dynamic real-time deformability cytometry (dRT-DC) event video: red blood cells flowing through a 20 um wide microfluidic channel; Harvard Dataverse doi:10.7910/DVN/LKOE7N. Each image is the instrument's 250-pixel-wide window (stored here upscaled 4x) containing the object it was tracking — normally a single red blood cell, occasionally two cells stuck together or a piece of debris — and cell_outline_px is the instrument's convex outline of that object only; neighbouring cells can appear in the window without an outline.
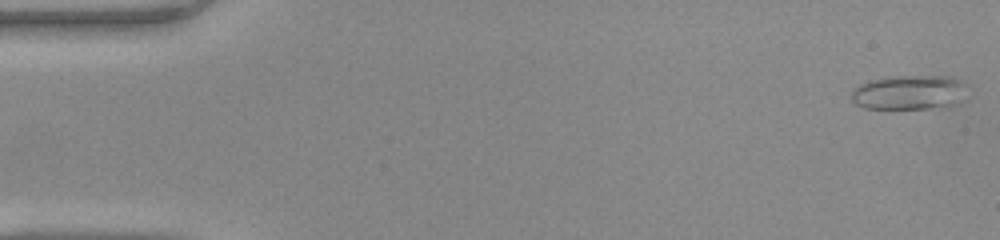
{"species": "common noctule bat (a hibernating species)", "species_latin": "Nyctalus noctula", "temperature_condition": "warm", "stored_images_in_passage": 48, "camera_frame_rate_fps": 3000, "um_per_image_px": 0.085, "animal": {"sex": "female", "body_mass_g": 22.0, "forearm_length_mm": 56.7}, "frame": {"image": 1, "passage_image": 1, "time_ms": 0.0, "image_size_px": [1000, 240], "cell_outline_px": [[968, 84], [952, 104], [928, 108], [864, 108], [856, 104], [852, 100], [852, 92], [860, 84], [868, 80], [888, 76], [948, 76], [960, 80]], "centroid_in_image_um": [77.19, 7.82], "position_along_channel_um": 7.8, "area_um2": 22.72}}
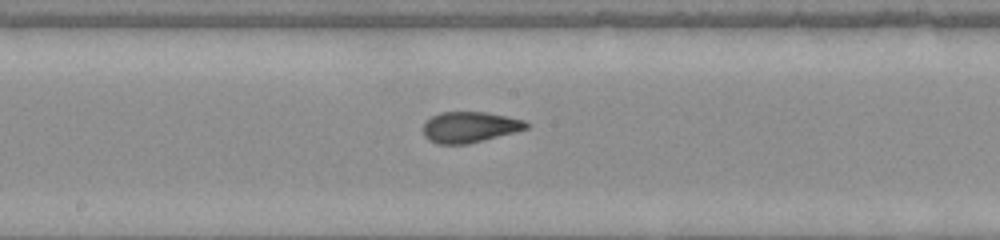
{"frame": {"image": 2, "passage_image": 25, "time_ms": 8.0, "image_size_px": [1000, 240], "cell_outline_px": [[528, 128], [516, 132], [468, 144], [436, 144], [428, 140], [424, 136], [424, 124], [432, 116], [440, 112], [488, 112], [524, 120], [528, 124]], "centroid_in_image_um": [39.92, 10.81], "position_along_channel_um": 208.3, "area_um2": 18.55}}
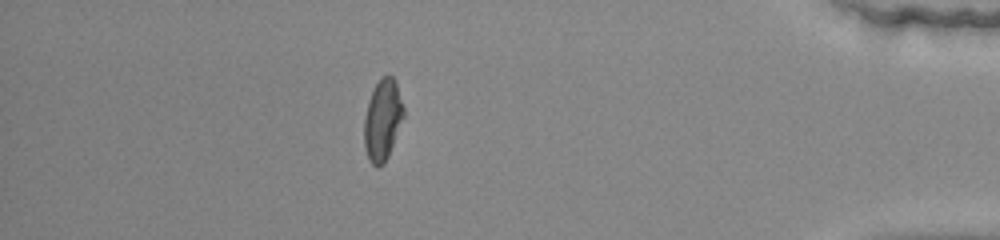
{"frame": {"image": 3, "passage_image": 42, "time_ms": 13.667, "image_size_px": [1000, 240], "cell_outline_px": [[404, 116], [388, 156], [384, 164], [380, 168], [376, 168], [368, 160], [364, 148], [364, 116], [372, 92], [376, 84], [384, 76], [392, 76], [396, 80], [404, 108]], "centroid_in_image_um": [32.52, 10.24], "position_along_channel_um": 402.7, "area_um2": 18.67}, "authors_computed_cell_mechanics": {"area_um2": 18.8139, "velocity_mm_per_s": 4.2424, "shape_relaxation_time_tau1_ms": null, "shape_relaxation_time_tau2_ms": 1.1223, "deformation_change_tau1": null, "deformation_change_tau2": 0.0628}}